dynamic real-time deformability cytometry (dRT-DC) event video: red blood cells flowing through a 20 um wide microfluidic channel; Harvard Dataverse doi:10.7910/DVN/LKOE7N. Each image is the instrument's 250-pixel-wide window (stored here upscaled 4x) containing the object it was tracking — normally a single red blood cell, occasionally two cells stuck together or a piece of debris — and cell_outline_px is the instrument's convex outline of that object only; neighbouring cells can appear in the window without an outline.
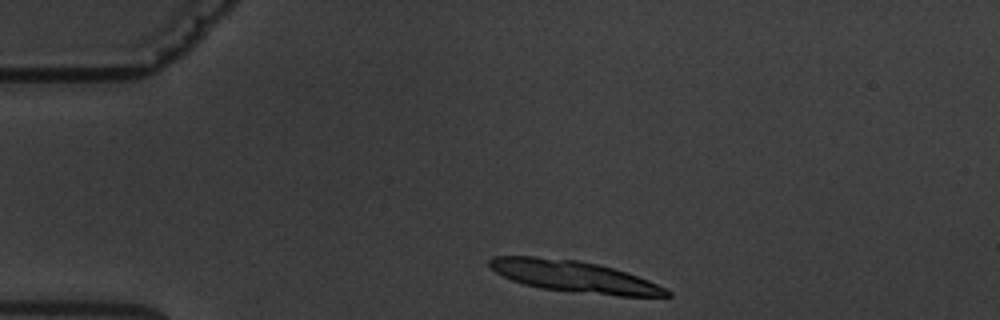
{"species": "common noctule bat (a hibernating species)", "species_latin": "Nyctalus noctula", "temperature_condition": "warm", "stored_images_in_passage": 6, "camera_frame_rate_fps": 3000, "um_per_image_px": 0.085, "animal": {"sex": "male", "body_mass_g": 19.5, "forearm_length_mm": 54.6}, "frame": {"image": 1, "passage_image": 1, "time_ms": 0.0, "image_size_px": [1000, 320], "cell_outline_px": [[672, 296], [620, 296], [540, 288], [524, 284], [512, 280], [496, 272], [488, 264], [488, 260], [492, 256], [532, 256], [576, 260], [596, 264], [612, 268], [648, 280], [672, 292]], "centroid_in_image_um": [48.77, 23.5], "position_along_channel_um": 36.2, "area_um2": 31.96}}
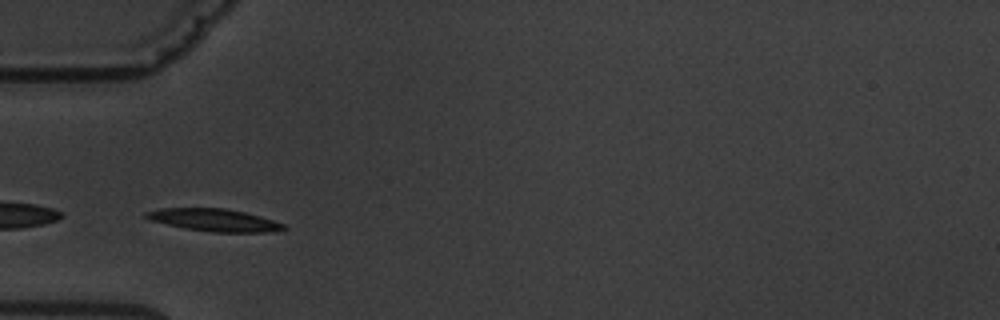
{"frame": {"image": 2, "passage_image": 3, "time_ms": 2.333, "image_size_px": [1000, 320], "cell_outline_px": [[288, 228], [276, 232], [212, 232], [184, 228], [152, 220], [144, 216], [144, 212], [160, 208], [224, 208], [244, 212], [260, 216], [284, 224]], "centroid_in_image_um": [18.24, 18.7], "position_along_channel_um": 66.8, "area_um2": 17.92}}